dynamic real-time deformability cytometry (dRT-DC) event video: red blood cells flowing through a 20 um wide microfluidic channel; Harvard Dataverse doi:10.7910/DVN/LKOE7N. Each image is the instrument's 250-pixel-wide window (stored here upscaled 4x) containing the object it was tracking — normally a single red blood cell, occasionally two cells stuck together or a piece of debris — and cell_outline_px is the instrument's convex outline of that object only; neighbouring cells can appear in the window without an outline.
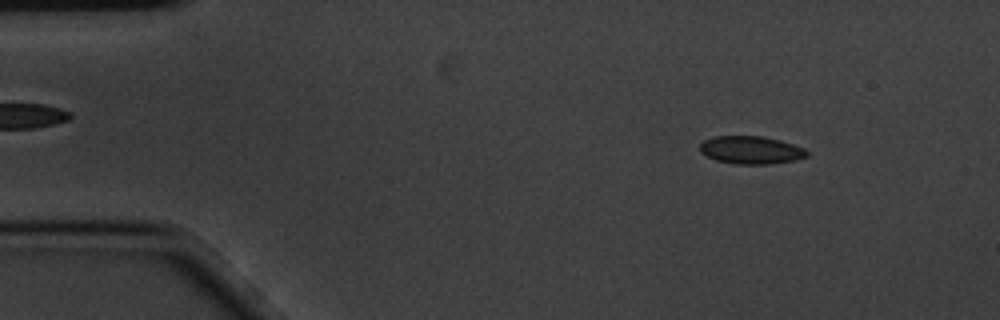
{"species": "common noctule bat (a hibernating species)", "species_latin": "Nyctalus noctula", "temperature_condition": "cold", "stored_images_in_passage": 5, "camera_frame_rate_fps": 3000, "um_per_image_px": 0.085, "animal": {"sex": "male", "body_mass_g": 20.1, "forearm_length_mm": 53.5}, "frame": {"image": 1, "passage_image": 1, "time_ms": 0.0, "image_size_px": [1000, 320], "cell_outline_px": [[808, 156], [796, 160], [768, 164], [736, 164], [716, 160], [700, 152], [700, 144], [704, 140], [716, 136], [760, 136], [780, 140], [804, 148], [808, 152]], "centroid_in_image_um": [63.84, 12.75], "position_along_channel_um": 21.2, "area_um2": 17.28}}
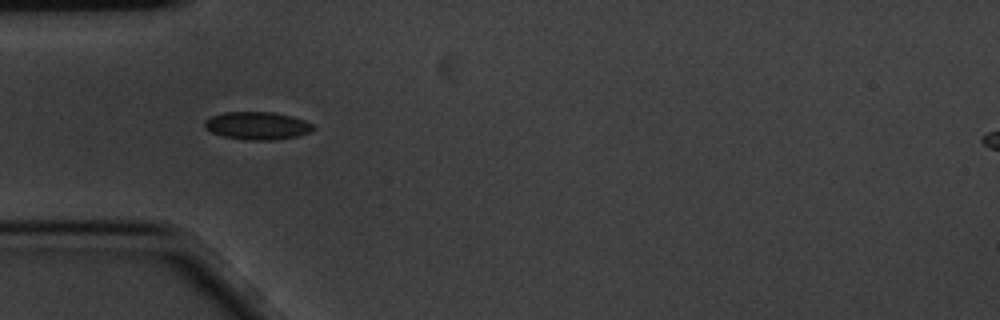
{"frame": {"image": 2, "passage_image": 4, "time_ms": 1.0, "image_size_px": [1000, 320], "cell_outline_px": [[316, 128], [312, 132], [296, 136], [272, 140], [252, 140], [224, 136], [212, 132], [204, 128], [204, 120], [212, 116], [224, 112], [272, 112], [292, 116], [304, 120], [312, 124]], "centroid_in_image_um": [21.88, 10.68], "position_along_channel_um": 63.1, "area_um2": 17.51}}
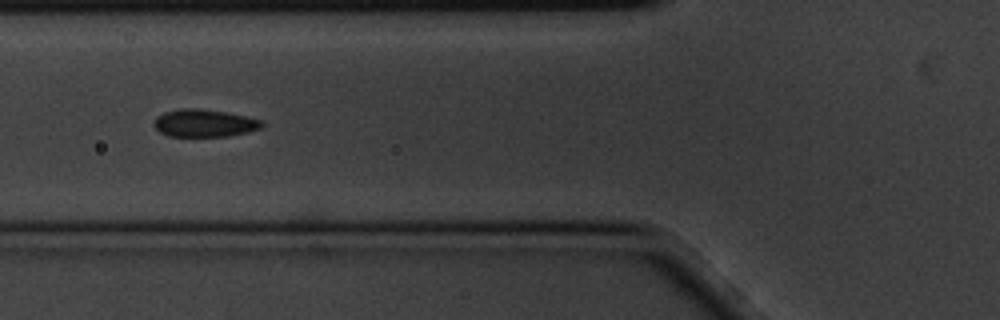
{"frame": {"image": 3, "passage_image": 5, "time_ms": 1.333, "image_size_px": [1000, 320], "cell_outline_px": [[264, 124], [260, 128], [228, 136], [168, 136], [160, 132], [152, 124], [156, 116], [164, 112], [180, 108], [196, 108], [224, 112], [248, 116], [260, 120]], "centroid_in_image_um": [17.31, 10.46], "position_along_channel_um": 108.5, "area_um2": 17.22}}